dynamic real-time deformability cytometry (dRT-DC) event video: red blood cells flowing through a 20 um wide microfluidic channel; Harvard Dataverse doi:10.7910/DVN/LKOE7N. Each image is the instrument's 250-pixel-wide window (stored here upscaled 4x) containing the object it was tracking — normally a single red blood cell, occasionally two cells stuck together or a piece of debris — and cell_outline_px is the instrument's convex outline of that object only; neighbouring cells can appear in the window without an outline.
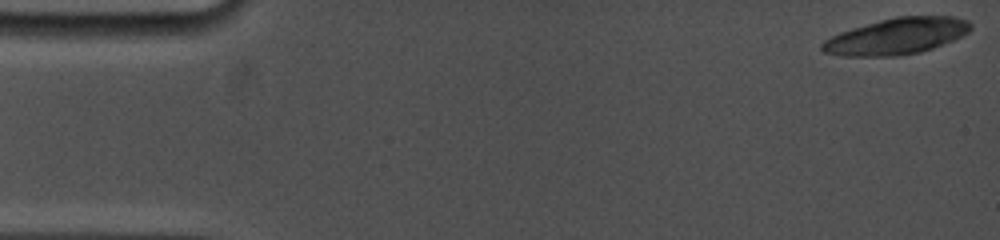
{"species": "common noctule bat (a hibernating species)", "species_latin": "Nyctalus noctula", "temperature_condition": "cold", "stored_images_in_passage": 5, "camera_frame_rate_fps": 5000, "um_per_image_px": 0.085, "animal": {"sex": "female", "body_mass_g": 19.0, "forearm_length_mm": 53.3}, "frame": {"image": 1, "passage_image": 1, "time_ms": 0.0, "image_size_px": [1000, 240], "cell_outline_px": [[972, 28], [968, 32], [952, 40], [932, 48], [920, 52], [900, 56], [840, 56], [824, 52], [820, 48], [820, 44], [824, 40], [840, 32], [852, 28], [880, 20], [896, 16], [952, 16], [968, 20], [972, 24]], "centroid_in_image_um": [76.2, 3.08], "position_along_channel_um": 8.8, "area_um2": 31.39}}